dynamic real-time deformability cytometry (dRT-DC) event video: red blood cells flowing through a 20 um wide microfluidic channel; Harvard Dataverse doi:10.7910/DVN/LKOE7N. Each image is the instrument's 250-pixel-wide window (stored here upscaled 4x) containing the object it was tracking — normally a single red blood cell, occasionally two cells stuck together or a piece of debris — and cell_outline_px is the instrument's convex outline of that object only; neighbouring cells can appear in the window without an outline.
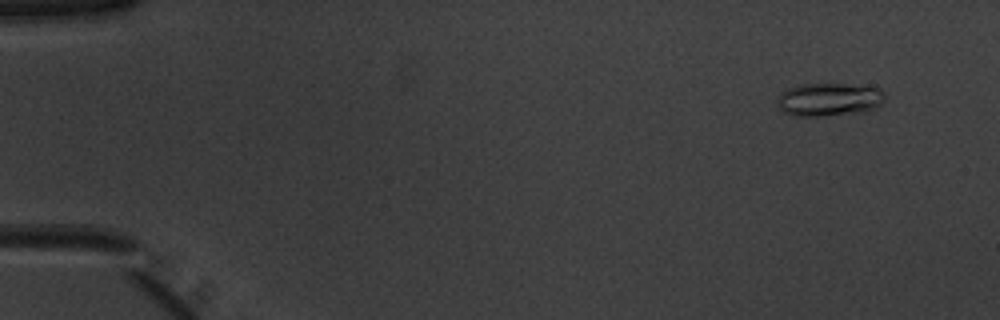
{"species": "common noctule bat (a hibernating species)", "species_latin": "Nyctalus noctula", "temperature_condition": "warm", "stored_images_in_passage": 53, "camera_frame_rate_fps": 3000, "um_per_image_px": 0.085, "animal": {"sex": "male", "body_mass_g": 20.1, "forearm_length_mm": 53.5}, "frame": {"image": 1, "passage_image": 5, "time_ms": 1.333, "image_size_px": [1000, 320], "cell_outline_px": [[884, 100], [876, 108], [864, 112], [820, 116], [796, 116], [784, 112], [776, 104], [776, 100], [780, 92], [788, 88], [804, 84], [844, 84], [880, 88], [884, 92]], "centroid_in_image_um": [70.45, 8.46], "position_along_channel_um": 14.5, "area_um2": 20.87}}
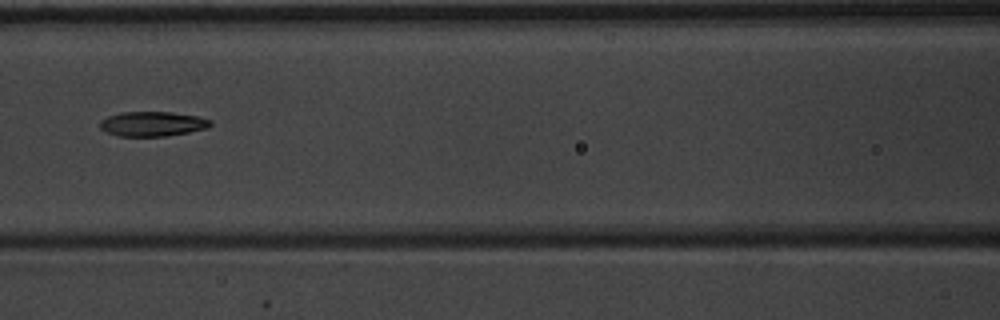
{"frame": {"image": 2, "passage_image": 25, "time_ms": 8.0, "image_size_px": [1000, 320], "cell_outline_px": [[212, 124], [208, 128], [188, 132], [164, 136], [116, 136], [104, 132], [100, 128], [100, 120], [108, 116], [124, 112], [172, 112], [196, 116], [212, 120]], "centroid_in_image_um": [12.94, 10.53], "position_along_channel_um": 153.7, "area_um2": 15.95}}
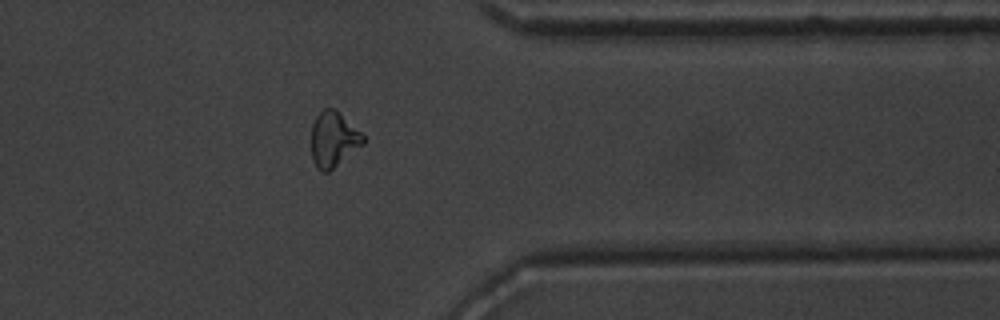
{"frame": {"image": 3, "passage_image": 43, "time_ms": 14.0, "image_size_px": [1000, 320], "cell_outline_px": [[364, 144], [328, 172], [324, 172], [316, 168], [312, 160], [312, 124], [316, 116], [324, 108], [336, 108], [364, 136]], "centroid_in_image_um": [28.33, 11.84], "position_along_channel_um": 383.1, "area_um2": 16.65}, "authors_computed_cell_mechanics": {"area_um2": 16.5886, "velocity_mm_per_s": 3.9607, "shape_relaxation_time_tau1_ms": 5.4616, "shape_relaxation_time_tau2_ms": 5.6276, "deformation_change_tau1": 0.1665, "deformation_change_tau2": 0.1486}}